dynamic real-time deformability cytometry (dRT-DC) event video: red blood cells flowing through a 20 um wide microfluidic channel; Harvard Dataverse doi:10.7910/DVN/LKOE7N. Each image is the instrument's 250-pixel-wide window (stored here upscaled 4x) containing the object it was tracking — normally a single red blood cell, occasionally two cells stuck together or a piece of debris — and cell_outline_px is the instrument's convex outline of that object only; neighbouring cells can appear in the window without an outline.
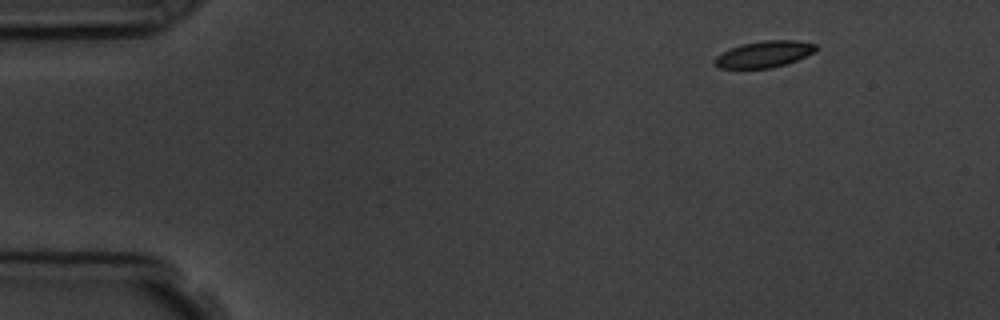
{"species": "common noctule bat (a hibernating species)", "species_latin": "Nyctalus noctula", "temperature_condition": "room temperature", "stored_images_in_passage": 6, "camera_frame_rate_fps": 3000, "um_per_image_px": 0.085, "animal": {"sex": "male", "body_mass_g": 19.5, "forearm_length_mm": 54.6}, "frame": {"image": 1, "passage_image": 1, "time_ms": 0.0, "image_size_px": [1000, 320], "cell_outline_px": [[816, 52], [796, 60], [772, 68], [720, 68], [712, 64], [712, 60], [716, 56], [732, 48], [744, 44], [764, 40], [796, 40], [816, 44]], "centroid_in_image_um": [64.95, 4.61], "position_along_channel_um": 20.1, "area_um2": 15.49}}
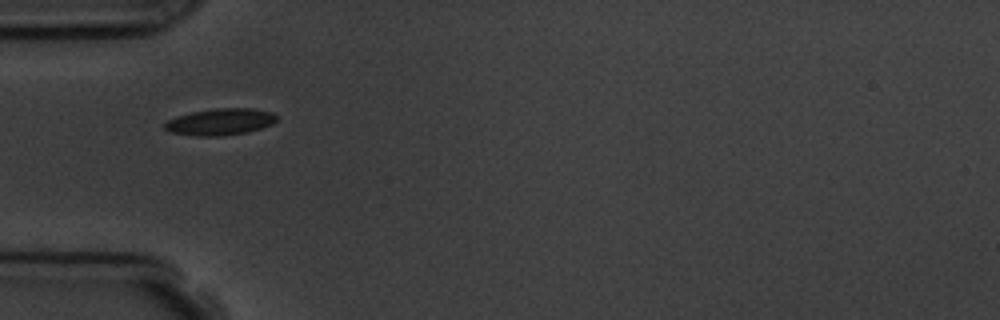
{"frame": {"image": 2, "passage_image": 4, "time_ms": 3.667, "image_size_px": [1000, 320], "cell_outline_px": [[276, 120], [272, 124], [248, 132], [220, 136], [196, 136], [168, 132], [164, 128], [164, 124], [168, 120], [176, 116], [192, 112], [216, 108], [252, 108], [272, 112], [276, 116]], "centroid_in_image_um": [18.69, 10.36], "position_along_channel_um": 66.3, "area_um2": 17.4}}